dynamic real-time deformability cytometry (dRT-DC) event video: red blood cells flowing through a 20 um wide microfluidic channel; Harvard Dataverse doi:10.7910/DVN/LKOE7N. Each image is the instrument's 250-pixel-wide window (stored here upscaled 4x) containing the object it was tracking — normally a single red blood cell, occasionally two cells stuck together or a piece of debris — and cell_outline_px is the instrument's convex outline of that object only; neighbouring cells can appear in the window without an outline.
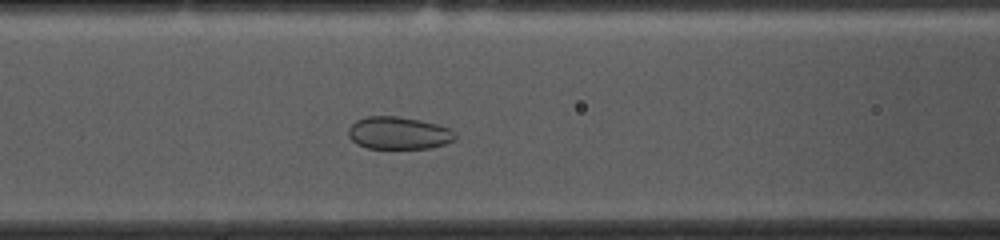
{"species": "common noctule bat (a hibernating species)", "species_latin": "Nyctalus noctula", "temperature_condition": "cold", "stored_images_in_passage": 28, "camera_frame_rate_fps": 3000, "um_per_image_px": 0.085, "animal": {"sex": "female", "body_mass_g": 10.0, "forearm_length_mm": 53.1}, "frame": {"image": 1, "passage_image": 8, "time_ms": 2.333, "image_size_px": [1000, 240], "cell_outline_px": [[456, 140], [444, 144], [428, 148], [368, 148], [356, 144], [348, 136], [348, 128], [356, 120], [368, 116], [396, 116], [436, 124], [448, 128], [456, 132]], "centroid_in_image_um": [33.87, 11.31], "position_along_channel_um": 132.7, "area_um2": 20.11}}
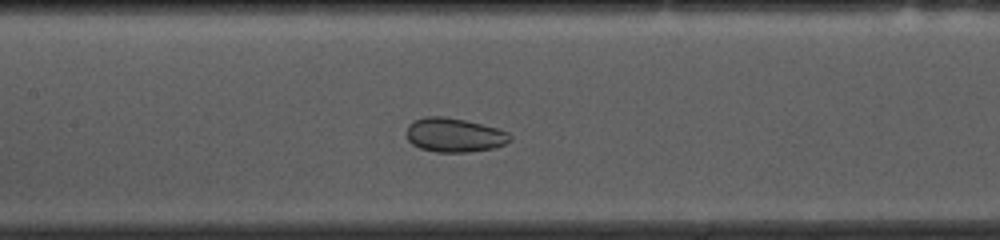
{"frame": {"image": 2, "passage_image": 11, "time_ms": 3.333, "image_size_px": [1000, 240], "cell_outline_px": [[512, 140], [504, 144], [492, 148], [468, 152], [436, 152], [420, 148], [412, 144], [408, 140], [408, 124], [412, 120], [424, 116], [444, 116], [464, 120], [496, 128], [508, 132], [512, 136]], "centroid_in_image_um": [38.6, 11.47], "position_along_channel_um": 168.8, "area_um2": 20.52}}
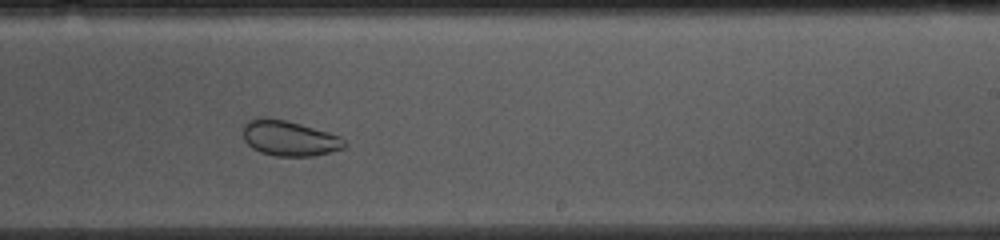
{"frame": {"image": 3, "passage_image": 19, "time_ms": 6.0, "image_size_px": [1000, 240], "cell_outline_px": [[348, 144], [344, 148], [312, 156], [276, 156], [260, 152], [252, 148], [244, 140], [244, 124], [248, 120], [256, 116], [268, 116], [288, 120], [328, 132], [340, 136]], "centroid_in_image_um": [24.56, 11.72], "position_along_channel_um": 264.4, "area_um2": 21.15}}